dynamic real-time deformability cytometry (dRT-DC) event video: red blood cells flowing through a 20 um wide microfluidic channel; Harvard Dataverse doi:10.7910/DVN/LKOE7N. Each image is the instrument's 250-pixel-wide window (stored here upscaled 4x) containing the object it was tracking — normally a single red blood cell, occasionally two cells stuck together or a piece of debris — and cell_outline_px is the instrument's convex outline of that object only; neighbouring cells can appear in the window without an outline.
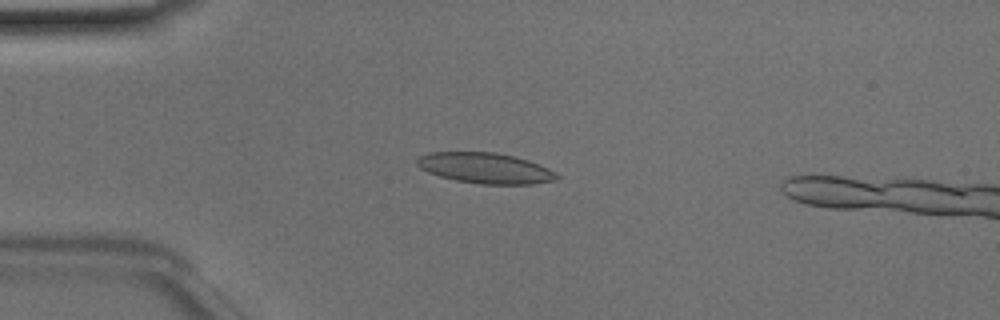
{"species": "Egyptian fruit bat (a non-hibernating species)", "species_latin": "Rousettus aegyptiacus", "temperature_condition": "room temperature", "stored_images_in_passage": 45, "camera_frame_rate_fps": 3000, "um_per_image_px": 0.085, "animal": {"sex": "male"}, "frame": {"image": 1, "passage_image": 11, "time_ms": 3.333, "image_size_px": [1000, 320], "cell_outline_px": [[560, 176], [556, 180], [532, 184], [480, 184], [456, 180], [440, 176], [428, 172], [420, 168], [416, 164], [416, 160], [420, 156], [428, 152], [496, 152], [528, 160], [548, 168], [556, 172]], "centroid_in_image_um": [41.25, 14.29], "position_along_channel_um": 43.8, "area_um2": 24.91}}
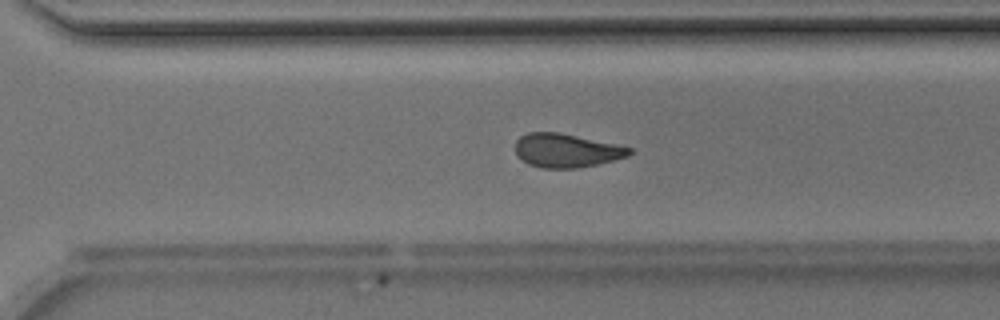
{"frame": {"image": 2, "passage_image": 33, "time_ms": 10.667, "image_size_px": [1000, 320], "cell_outline_px": [[632, 152], [628, 156], [596, 164], [576, 168], [540, 168], [528, 164], [520, 160], [516, 156], [516, 140], [520, 136], [528, 132], [560, 132], [616, 144], [632, 148]], "centroid_in_image_um": [48.09, 12.79], "position_along_channel_um": 322.5, "area_um2": 22.48}}
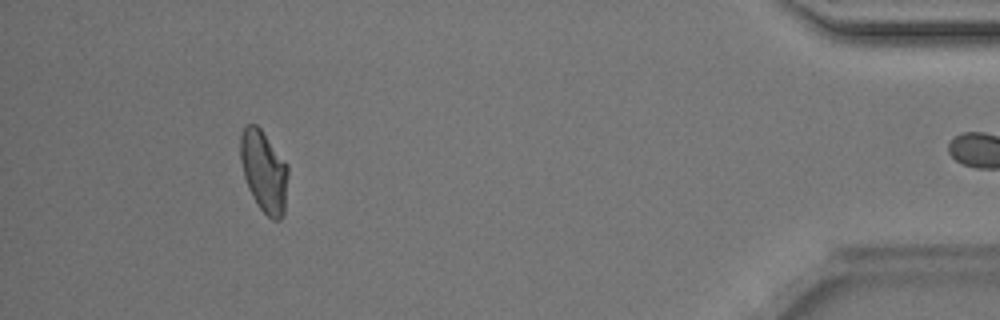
{"frame": {"image": 3, "passage_image": 44, "time_ms": 14.333, "image_size_px": [1000, 320], "cell_outline_px": [[288, 172], [284, 216], [280, 220], [272, 220], [260, 208], [252, 196], [248, 188], [244, 176], [240, 160], [240, 136], [244, 128], [248, 124], [256, 124], [260, 128], [288, 164]], "centroid_in_image_um": [22.44, 14.57], "position_along_channel_um": 412.8, "area_um2": 22.72}, "authors_computed_cell_mechanics": {"area_um2": 23.8136, "velocity_mm_per_s": 4.1067, "shape_relaxation_time_tau1_ms": 3.7087, "shape_relaxation_time_tau2_ms": 1.6754, "deformation_change_tau1": 0.1257, "deformation_change_tau2": 0.0755}}